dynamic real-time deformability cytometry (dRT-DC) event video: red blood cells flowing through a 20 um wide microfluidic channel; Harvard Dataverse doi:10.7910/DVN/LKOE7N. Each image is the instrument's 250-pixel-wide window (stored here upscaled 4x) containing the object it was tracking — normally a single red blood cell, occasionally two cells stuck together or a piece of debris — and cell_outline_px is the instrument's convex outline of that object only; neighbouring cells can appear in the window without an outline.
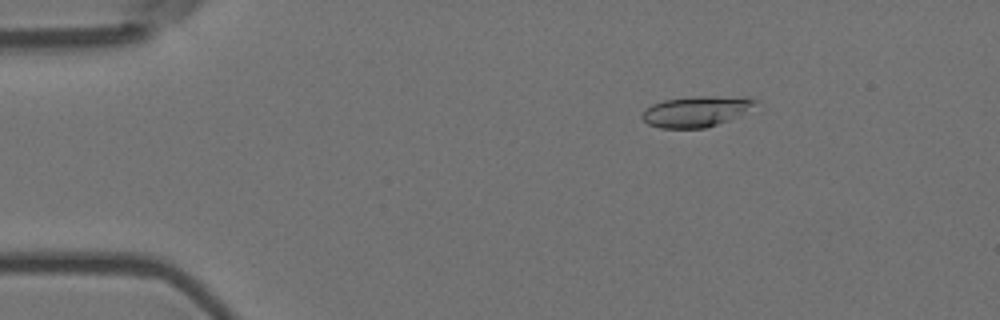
{"species": "Egyptian fruit bat (a non-hibernating species)", "species_latin": "Rousettus aegyptiacus", "temperature_condition": "room temperature", "stored_images_in_passage": 5, "camera_frame_rate_fps": 3000, "um_per_image_px": 0.085, "animal": {"sex": "female"}, "frame": {"image": 1, "passage_image": 3, "time_ms": 0.667, "image_size_px": [1000, 320], "cell_outline_px": [[760, 100], [728, 120], [704, 128], [660, 128], [648, 124], [640, 116], [644, 108], [652, 104], [664, 100], [696, 96], [708, 96]], "centroid_in_image_um": [58.99, 9.49], "position_along_channel_um": 26.0, "area_um2": 19.48}}